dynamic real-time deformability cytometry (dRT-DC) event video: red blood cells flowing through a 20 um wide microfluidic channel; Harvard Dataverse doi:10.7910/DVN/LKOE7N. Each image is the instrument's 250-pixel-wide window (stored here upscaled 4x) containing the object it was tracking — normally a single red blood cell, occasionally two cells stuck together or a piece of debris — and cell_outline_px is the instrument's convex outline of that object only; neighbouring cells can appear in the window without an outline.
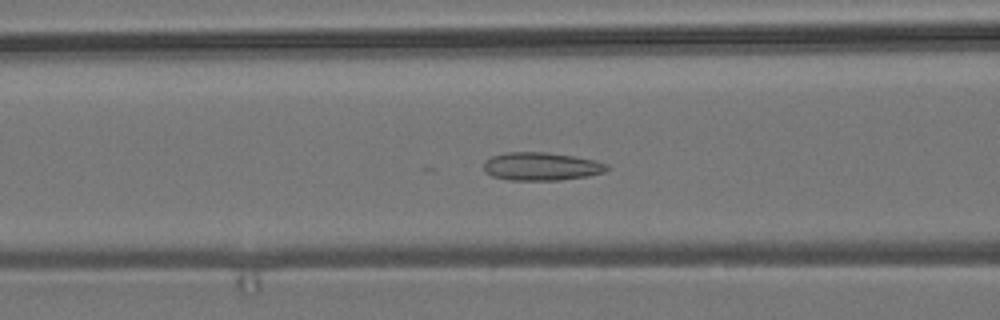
{"species": "common noctule bat (a hibernating species)", "species_latin": "Nyctalus noctula", "temperature_condition": "room temperature", "stored_images_in_passage": 48, "camera_frame_rate_fps": 3000, "um_per_image_px": 0.085, "animal": {"sex": "male", "body_mass_g": 19.2, "forearm_length_mm": 51.8}, "frame": {"image": 1, "passage_image": 22, "time_ms": 7.0, "image_size_px": [1000, 320], "cell_outline_px": [[612, 168], [604, 172], [588, 176], [560, 180], [508, 180], [492, 176], [484, 172], [484, 160], [492, 156], [508, 152], [548, 152], [572, 156], [592, 160], [608, 164]], "centroid_in_image_um": [46.0, 14.15], "position_along_channel_um": 120.6, "area_um2": 20.29}}
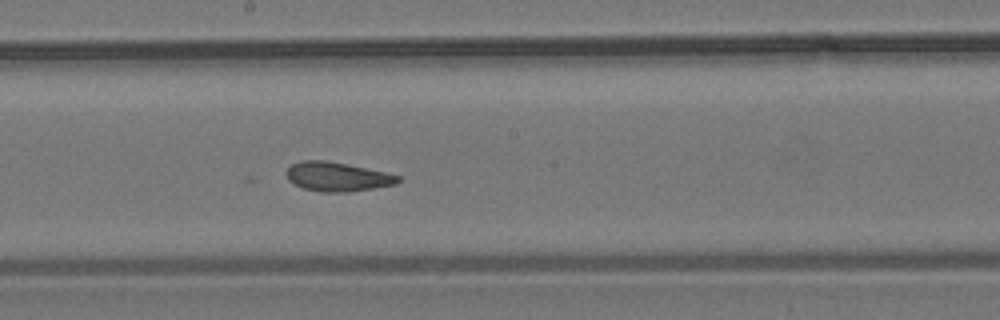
{"frame": {"image": 2, "passage_image": 30, "time_ms": 9.667, "image_size_px": [1000, 320], "cell_outline_px": [[400, 180], [396, 184], [348, 192], [320, 192], [304, 188], [288, 180], [288, 168], [292, 164], [300, 160], [324, 160], [348, 164], [384, 172], [400, 176]], "centroid_in_image_um": [28.67, 15.01], "position_along_channel_um": 219.5, "area_um2": 18.73}}
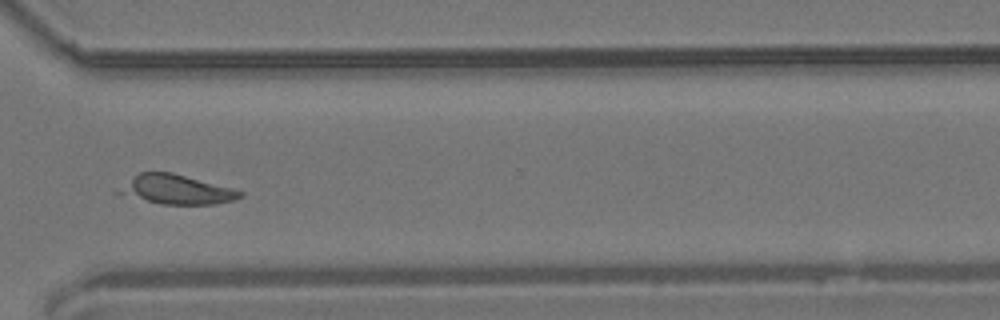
{"frame": {"image": 3, "passage_image": 41, "time_ms": 13.333, "image_size_px": [1000, 320], "cell_outline_px": [[244, 196], [232, 200], [212, 204], [160, 204], [112, 192], [140, 172], [172, 172], [232, 188], [244, 192]], "centroid_in_image_um": [14.97, 16.11], "position_along_channel_um": 355.6, "area_um2": 20.58}, "authors_computed_cell_mechanics": {"area_um2": 20.0277, "velocity_mm_per_s": 3.7103, "shape_relaxation_time_tau1_ms": 6.4107, "shape_relaxation_time_tau2_ms": null, "deformation_change_tau1": 0.1318, "deformation_change_tau2": null}}